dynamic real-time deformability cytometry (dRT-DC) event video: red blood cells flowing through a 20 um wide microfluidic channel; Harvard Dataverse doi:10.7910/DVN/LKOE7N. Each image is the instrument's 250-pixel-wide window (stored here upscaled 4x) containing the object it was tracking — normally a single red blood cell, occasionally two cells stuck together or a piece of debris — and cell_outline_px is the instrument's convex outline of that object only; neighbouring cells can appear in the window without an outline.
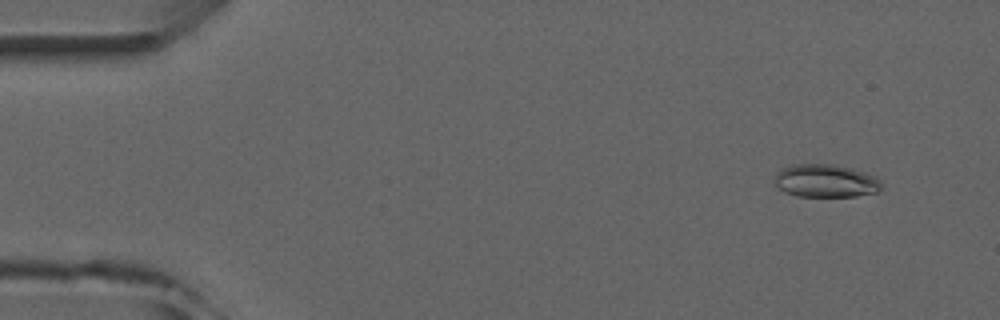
{"species": "common noctule bat (a hibernating species)", "species_latin": "Nyctalus noctula", "temperature_condition": "room temperature", "stored_images_in_passage": 4, "camera_frame_rate_fps": 3000, "um_per_image_px": 0.085, "animal": {"sex": "male", "forearm_length_mm": 52.5}, "frame": {"image": 1, "passage_image": 1, "time_ms": 0.0, "image_size_px": [1000, 320], "cell_outline_px": [[880, 188], [876, 192], [856, 196], [796, 196], [784, 192], [776, 188], [776, 172], [780, 168], [792, 164], [832, 164], [852, 168], [876, 176], [880, 180]], "centroid_in_image_um": [70.14, 15.36], "position_along_channel_um": 14.9, "area_um2": 20.63}}